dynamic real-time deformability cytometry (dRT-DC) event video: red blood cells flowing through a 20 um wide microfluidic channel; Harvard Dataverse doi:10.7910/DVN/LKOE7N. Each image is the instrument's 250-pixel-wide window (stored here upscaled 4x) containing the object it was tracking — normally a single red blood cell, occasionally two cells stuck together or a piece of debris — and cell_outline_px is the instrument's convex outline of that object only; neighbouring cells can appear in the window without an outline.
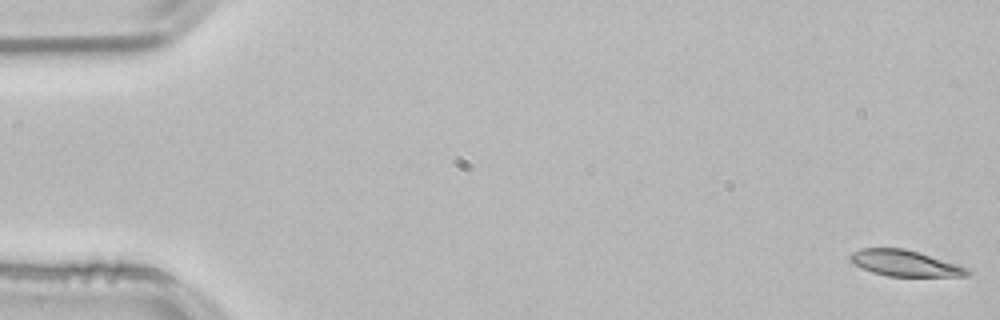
{"species": "common noctule bat (a hibernating species)", "species_latin": "Nyctalus noctula", "temperature_condition": "room temperature", "stored_images_in_passage": 52, "camera_frame_rate_fps": 3000, "um_per_image_px": 0.085, "animal": {"sex": "male", "body_mass_g": 21.5, "forearm_length_mm": 52.0}, "frame": {"image": 1, "passage_image": 1, "time_ms": 0.0, "image_size_px": [1000, 320], "cell_outline_px": [[972, 272], [968, 276], [888, 276], [872, 272], [848, 260], [848, 256], [852, 252], [860, 248], [904, 248], [920, 252], [968, 268]], "centroid_in_image_um": [76.91, 22.36], "position_along_channel_um": 8.1, "area_um2": 17.74}}
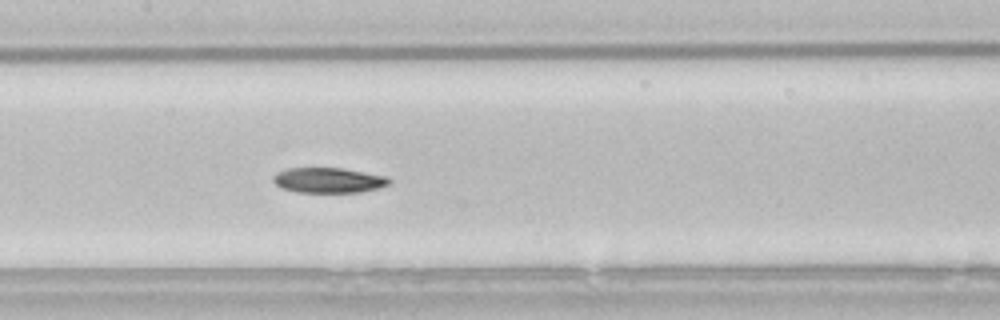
{"frame": {"image": 2, "passage_image": 26, "time_ms": 8.333, "image_size_px": [1000, 320], "cell_outline_px": [[392, 184], [360, 192], [296, 192], [280, 188], [272, 180], [272, 176], [276, 172], [288, 168], [344, 168], [388, 176], [392, 180]], "centroid_in_image_um": [27.93, 15.31], "position_along_channel_um": 179.5, "area_um2": 17.28}}
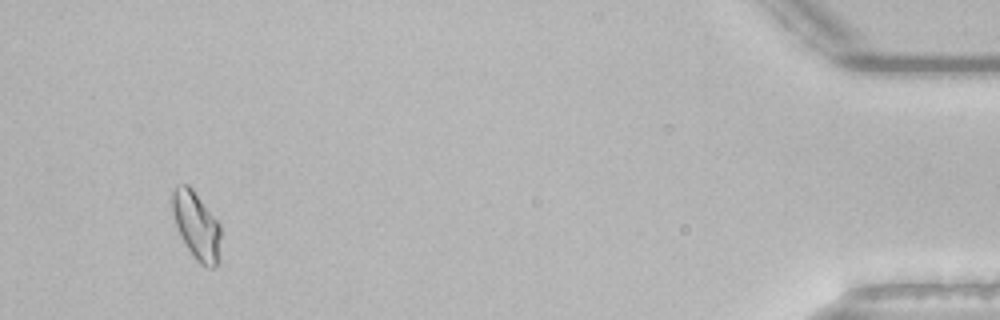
{"frame": {"image": 3, "passage_image": 51, "time_ms": 16.667, "image_size_px": [1000, 320], "cell_outline_px": [[220, 260], [212, 268], [204, 268], [192, 256], [184, 244], [180, 236], [172, 212], [172, 192], [176, 184], [188, 184], [192, 188], [220, 224]], "centroid_in_image_um": [16.7, 19.21], "position_along_channel_um": 418.5, "area_um2": 19.36}}